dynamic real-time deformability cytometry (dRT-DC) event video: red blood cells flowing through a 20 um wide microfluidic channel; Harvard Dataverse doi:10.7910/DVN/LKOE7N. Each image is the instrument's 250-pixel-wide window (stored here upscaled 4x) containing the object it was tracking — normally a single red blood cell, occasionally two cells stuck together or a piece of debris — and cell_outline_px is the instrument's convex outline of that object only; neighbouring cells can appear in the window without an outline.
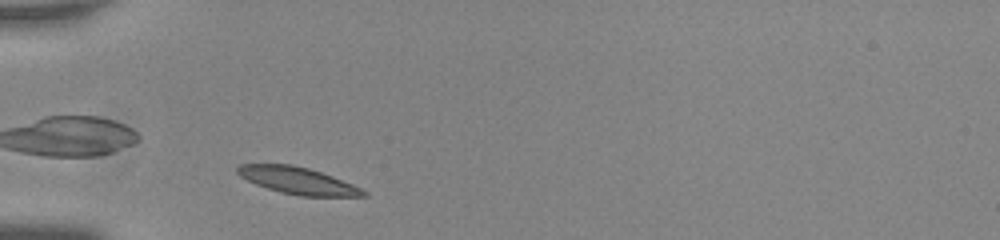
{"species": "common noctule bat (a hibernating species)", "species_latin": "Nyctalus noctula", "temperature_condition": "room temperature", "stored_images_in_passage": 37, "camera_frame_rate_fps": 3000, "um_per_image_px": 0.085, "animal": {"sex": "male", "body_mass_g": 20.0, "forearm_length_mm": 53.3}, "frame": {"image": 1, "passage_image": 2, "time_ms": 0.333, "image_size_px": [1000, 240], "cell_outline_px": [[368, 196], [300, 196], [280, 192], [256, 184], [240, 176], [236, 172], [236, 168], [240, 164], [292, 164], [308, 168], [332, 176], [352, 184], [368, 192]], "centroid_in_image_um": [25.3, 15.35], "position_along_channel_um": 59.7, "area_um2": 19.59}}
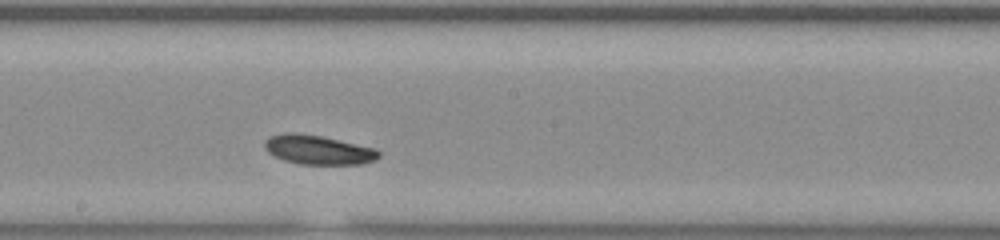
{"frame": {"image": 2, "passage_image": 16, "time_ms": 5.0, "image_size_px": [1000, 240], "cell_outline_px": [[380, 156], [376, 160], [364, 164], [300, 164], [284, 160], [272, 156], [264, 148], [264, 140], [272, 136], [288, 132], [296, 132], [320, 136], [376, 148], [380, 152]], "centroid_in_image_um": [27.05, 12.74], "position_along_channel_um": 221.2, "area_um2": 19.54}}
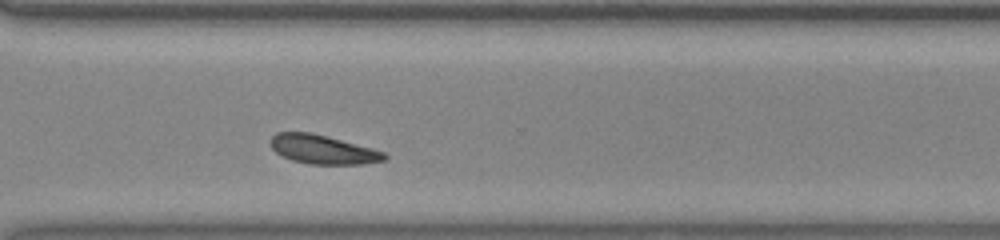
{"frame": {"image": 3, "passage_image": 26, "time_ms": 8.333, "image_size_px": [1000, 240], "cell_outline_px": [[388, 156], [384, 160], [364, 164], [308, 164], [292, 160], [276, 152], [272, 148], [268, 140], [276, 132], [312, 132], [372, 148], [384, 152]], "centroid_in_image_um": [27.42, 12.7], "position_along_channel_um": 343.2, "area_um2": 19.25}, "authors_computed_cell_mechanics": {"area_um2": 19.363, "velocity_mm_per_s": 3.6571, "shape_relaxation_time_tau1_ms": 2.2849, "shape_relaxation_time_tau2_ms": 10.0933, "deformation_change_tau1": 0.0842, "deformation_change_tau2": 0.1494}}